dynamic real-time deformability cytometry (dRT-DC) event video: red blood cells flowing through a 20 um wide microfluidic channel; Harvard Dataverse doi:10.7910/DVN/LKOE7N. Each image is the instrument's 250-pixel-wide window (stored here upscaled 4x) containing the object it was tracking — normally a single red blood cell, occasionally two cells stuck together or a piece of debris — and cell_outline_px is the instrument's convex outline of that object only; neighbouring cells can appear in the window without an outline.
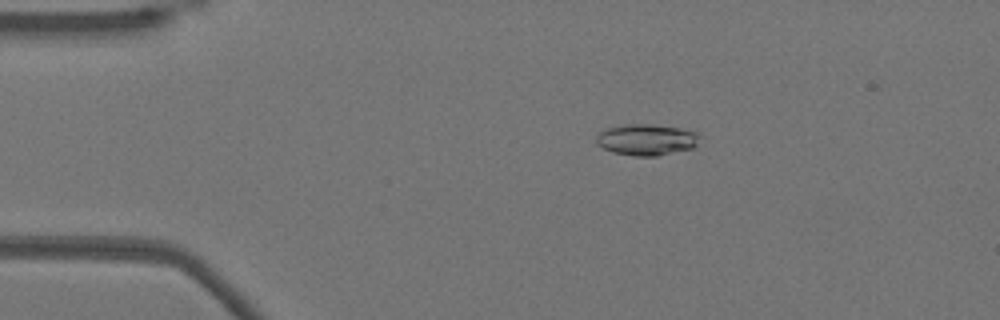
{"species": "Egyptian fruit bat (a non-hibernating species)", "species_latin": "Rousettus aegyptiacus", "temperature_condition": "warm", "stored_images_in_passage": 47, "camera_frame_rate_fps": 3000, "um_per_image_px": 0.085, "animal": {"sex": "female"}, "frame": {"image": 1, "passage_image": 10, "time_ms": 3.0, "image_size_px": [1000, 320], "cell_outline_px": [[696, 144], [692, 148], [656, 156], [632, 156], [612, 152], [596, 144], [596, 136], [600, 132], [608, 128], [628, 124], [652, 124], [676, 128], [696, 132]], "centroid_in_image_um": [54.88, 11.88], "position_along_channel_um": 30.1, "area_um2": 18.44}}
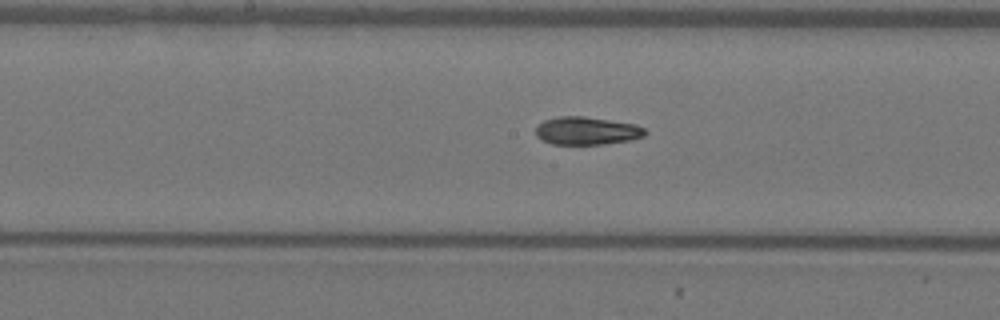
{"frame": {"image": 2, "passage_image": 27, "time_ms": 8.667, "image_size_px": [1000, 320], "cell_outline_px": [[648, 132], [644, 136], [628, 140], [604, 144], [552, 144], [540, 140], [536, 136], [536, 128], [544, 120], [560, 116], [584, 116], [636, 124], [644, 128]], "centroid_in_image_um": [49.87, 11.12], "position_along_channel_um": 198.3, "area_um2": 17.8}}
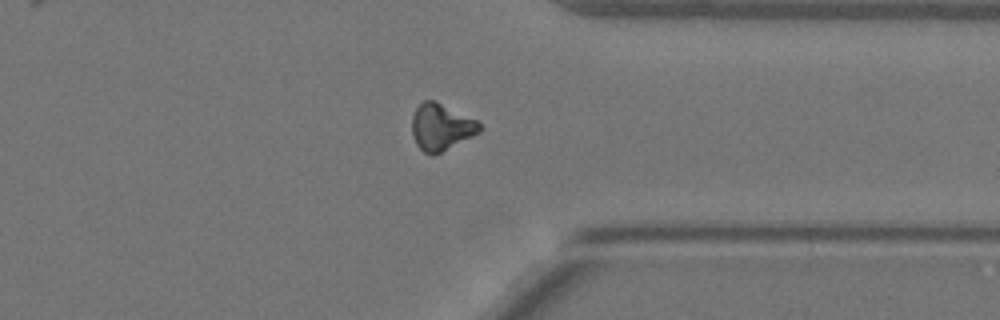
{"frame": {"image": 3, "passage_image": 41, "time_ms": 13.333, "image_size_px": [1000, 320], "cell_outline_px": [[484, 128], [480, 132], [440, 152], [424, 152], [416, 144], [412, 136], [412, 116], [416, 108], [424, 100], [436, 100], [476, 120]], "centroid_in_image_um": [37.49, 10.76], "position_along_channel_um": 373.9, "area_um2": 18.09}}